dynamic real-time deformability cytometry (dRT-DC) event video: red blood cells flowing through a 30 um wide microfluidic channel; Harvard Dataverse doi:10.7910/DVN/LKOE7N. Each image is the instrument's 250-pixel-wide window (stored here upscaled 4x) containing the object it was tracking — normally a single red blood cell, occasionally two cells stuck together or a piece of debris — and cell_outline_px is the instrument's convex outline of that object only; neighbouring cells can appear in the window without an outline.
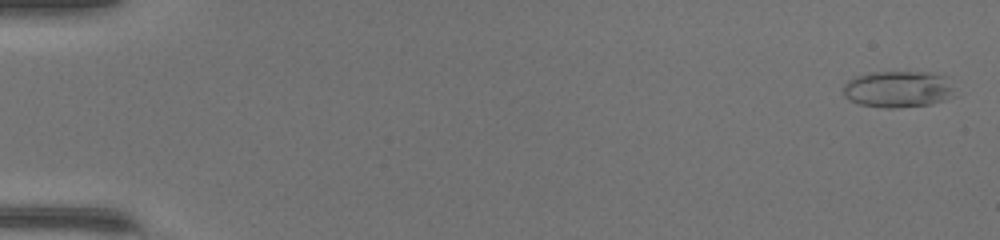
{"species": "common noctule bat (a hibernating species)", "species_latin": "Nyctalus noctula", "temperature_condition": "warm", "stored_images_in_passage": 50, "camera_frame_rate_fps": 3000, "um_per_image_px": 0.085, "animal": {"sex": "female", "body_mass_g": 17.0, "forearm_length_mm": 48.0}, "frame": {"image": 1, "passage_image": 2, "time_ms": 0.333, "image_size_px": [1000, 240], "cell_outline_px": [[956, 96], [928, 104], [900, 108], [884, 108], [856, 104], [844, 96], [844, 84], [848, 80], [856, 76], [868, 72], [928, 72], [944, 76], [952, 88]], "centroid_in_image_um": [76.29, 7.59], "position_along_channel_um": 8.7, "area_um2": 23.81}}
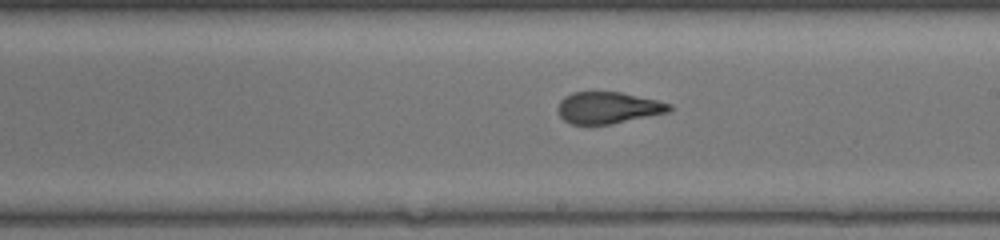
{"frame": {"image": 2, "passage_image": 30, "time_ms": 9.667, "image_size_px": [1000, 240], "cell_outline_px": [[672, 108], [668, 112], [612, 124], [572, 124], [564, 120], [560, 116], [560, 100], [564, 96], [572, 92], [620, 92], [656, 100], [672, 104]], "centroid_in_image_um": [51.7, 9.15], "position_along_channel_um": 237.3, "area_um2": 20.29}}
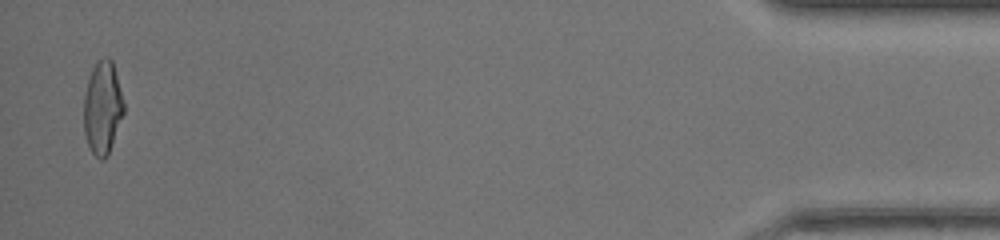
{"frame": {"image": 3, "passage_image": 49, "time_ms": 16.0, "image_size_px": [1000, 240], "cell_outline_px": [[124, 112], [108, 156], [104, 160], [100, 160], [92, 152], [88, 144], [84, 132], [84, 96], [88, 80], [92, 68], [104, 56], [108, 56], [112, 60], [124, 104]], "centroid_in_image_um": [8.71, 9.18], "position_along_channel_um": 426.5, "area_um2": 21.5}, "authors_computed_cell_mechanics": {"area_um2": 22.0507, "velocity_mm_per_s": 4.3266, "shape_relaxation_time_tau1_ms": null, "shape_relaxation_time_tau2_ms": 1.1728, "deformation_change_tau1": null, "deformation_change_tau2": 0.0879}}